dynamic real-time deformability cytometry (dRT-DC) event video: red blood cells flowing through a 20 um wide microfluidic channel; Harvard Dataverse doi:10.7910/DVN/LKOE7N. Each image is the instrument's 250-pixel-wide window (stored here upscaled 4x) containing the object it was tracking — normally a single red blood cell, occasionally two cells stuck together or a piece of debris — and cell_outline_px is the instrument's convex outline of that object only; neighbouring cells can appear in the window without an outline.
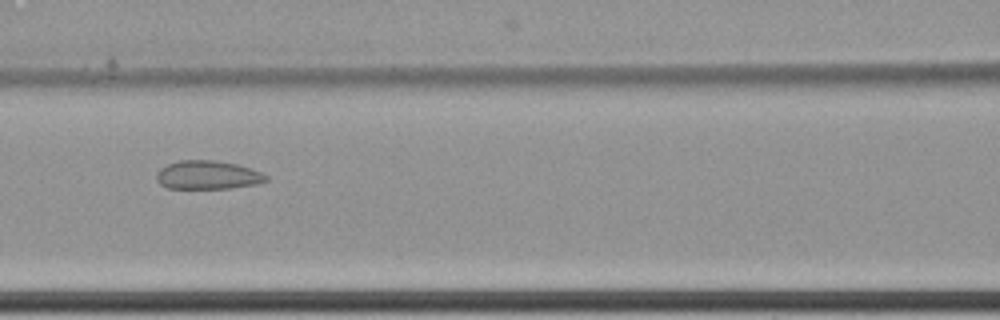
{"species": "common noctule bat (a hibernating species)", "species_latin": "Nyctalus noctula", "temperature_condition": "cold", "stored_images_in_passage": 8, "camera_frame_rate_fps": 3000, "um_per_image_px": 0.085, "animal": {"sex": "female", "body_mass_g": 22.7, "forearm_length_mm": 54.2}, "frame": {"image": 1, "passage_image": 8, "time_ms": 2.333, "image_size_px": [1000, 320], "cell_outline_px": [[268, 180], [256, 184], [228, 188], [168, 188], [160, 184], [156, 180], [156, 172], [160, 168], [168, 164], [180, 160], [216, 160], [236, 164], [260, 172], [268, 176]], "centroid_in_image_um": [17.62, 14.87], "position_along_channel_um": 149.0, "area_um2": 18.15}}